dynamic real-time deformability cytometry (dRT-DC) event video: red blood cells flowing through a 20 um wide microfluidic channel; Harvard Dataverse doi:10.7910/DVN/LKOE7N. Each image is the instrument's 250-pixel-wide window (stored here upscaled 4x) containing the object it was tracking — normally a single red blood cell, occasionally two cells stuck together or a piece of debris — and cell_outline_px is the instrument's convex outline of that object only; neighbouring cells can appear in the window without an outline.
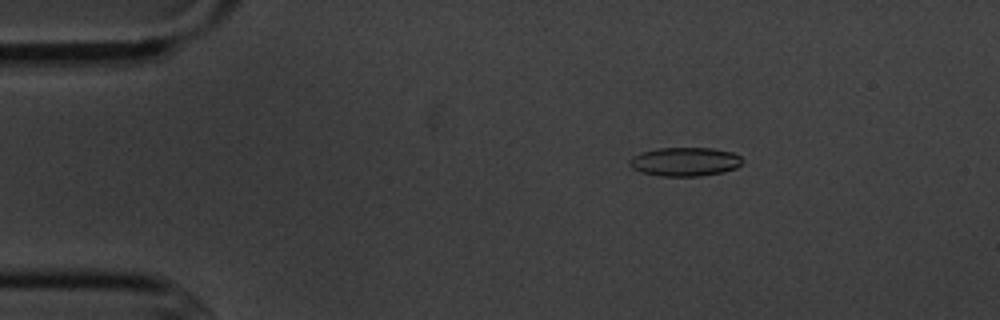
{"species": "common noctule bat (a hibernating species)", "species_latin": "Nyctalus noctula", "temperature_condition": "cold", "stored_images_in_passage": 5, "camera_frame_rate_fps": 3000, "um_per_image_px": 0.085, "animal": {"sex": "male", "body_mass_g": 20.1, "forearm_length_mm": 53.5}, "frame": {"image": 1, "passage_image": 3, "time_ms": 2.333, "image_size_px": [1000, 320], "cell_outline_px": [[740, 164], [736, 168], [724, 172], [700, 176], [660, 176], [640, 172], [632, 168], [628, 164], [628, 160], [632, 156], [640, 152], [656, 148], [712, 148], [732, 152], [740, 156]], "centroid_in_image_um": [58.16, 13.74], "position_along_channel_um": 26.8, "area_um2": 19.07}}
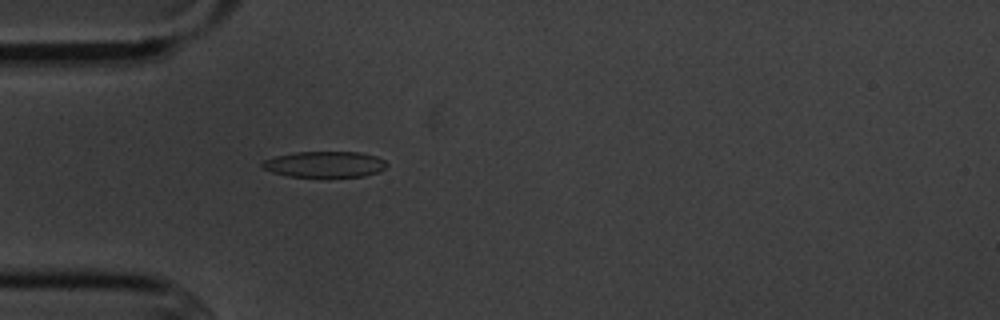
{"frame": {"image": 2, "passage_image": 5, "time_ms": 4.667, "image_size_px": [1000, 320], "cell_outline_px": [[388, 164], [380, 172], [364, 176], [320, 180], [288, 176], [272, 172], [260, 168], [260, 164], [264, 160], [276, 156], [296, 152], [360, 152], [376, 156], [384, 160]], "centroid_in_image_um": [27.59, 14.02], "position_along_channel_um": 57.4, "area_um2": 19.88}}